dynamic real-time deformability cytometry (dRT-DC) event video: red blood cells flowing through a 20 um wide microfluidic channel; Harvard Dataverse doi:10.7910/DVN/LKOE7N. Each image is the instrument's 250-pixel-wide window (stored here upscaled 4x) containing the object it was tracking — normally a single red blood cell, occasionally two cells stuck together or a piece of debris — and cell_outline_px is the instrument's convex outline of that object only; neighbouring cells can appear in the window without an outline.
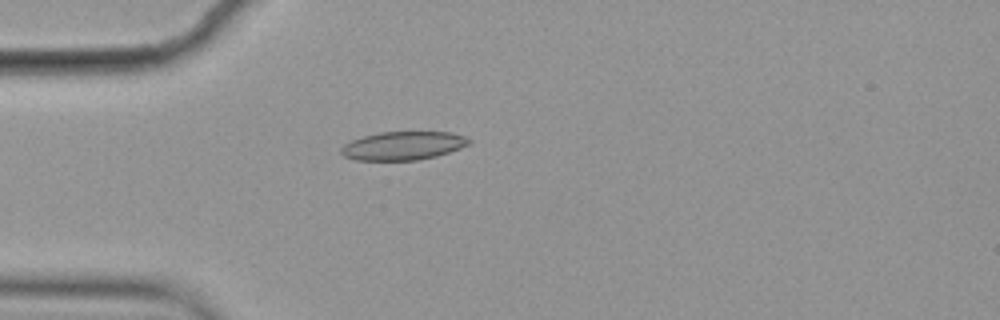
{"species": "common noctule bat (a hibernating species)", "species_latin": "Nyctalus noctula", "temperature_condition": "cold", "stored_images_in_passage": 5, "camera_frame_rate_fps": 3000, "um_per_image_px": 0.085, "animal": {"sex": "female", "body_mass_g": 19.9}, "frame": {"image": 1, "passage_image": 5, "time_ms": 1.333, "image_size_px": [1000, 320], "cell_outline_px": [[472, 144], [436, 156], [416, 160], [356, 160], [344, 156], [340, 152], [340, 148], [344, 144], [352, 140], [364, 136], [380, 132], [452, 132], [464, 136], [472, 140]], "centroid_in_image_um": [34.28, 12.38], "position_along_channel_um": 50.7, "area_um2": 21.21}}